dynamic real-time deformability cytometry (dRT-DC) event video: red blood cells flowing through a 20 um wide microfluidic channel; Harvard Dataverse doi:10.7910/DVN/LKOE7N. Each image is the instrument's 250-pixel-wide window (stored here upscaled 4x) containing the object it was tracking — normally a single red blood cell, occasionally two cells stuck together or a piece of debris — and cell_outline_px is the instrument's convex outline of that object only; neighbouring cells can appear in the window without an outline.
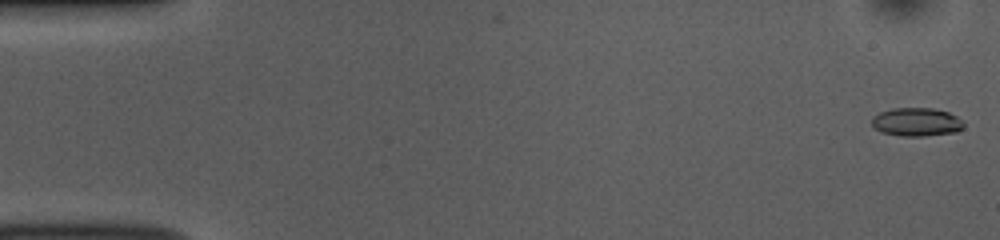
{"species": "common noctule bat (a hibernating species)", "species_latin": "Nyctalus noctula", "temperature_condition": "room temperature", "stored_images_in_passage": 11, "camera_frame_rate_fps": 3000, "um_per_image_px": 0.085, "animal": {"sex": "female", "body_mass_g": 10.0, "forearm_length_mm": 53.1}, "frame": {"image": 1, "passage_image": 1, "time_ms": 0.0, "image_size_px": [1000, 240], "cell_outline_px": [[964, 128], [956, 132], [924, 136], [900, 136], [880, 132], [872, 124], [872, 116], [880, 112], [892, 108], [932, 108], [948, 112], [964, 120]], "centroid_in_image_um": [77.92, 10.37], "position_along_channel_um": 7.1, "area_um2": 15.37}}